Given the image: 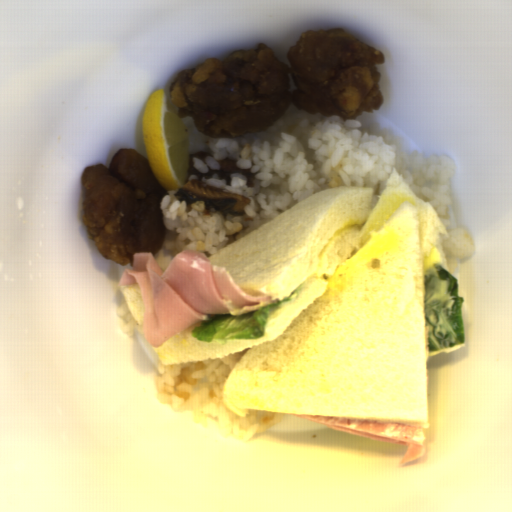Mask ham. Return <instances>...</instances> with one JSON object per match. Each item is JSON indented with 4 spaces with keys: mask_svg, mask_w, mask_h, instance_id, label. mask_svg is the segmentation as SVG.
<instances>
[{
    "mask_svg": "<svg viewBox=\"0 0 512 512\" xmlns=\"http://www.w3.org/2000/svg\"><path fill=\"white\" fill-rule=\"evenodd\" d=\"M294 416L327 428L405 445L400 465L414 463L425 455L427 430L423 425L297 413Z\"/></svg>",
    "mask_w": 512,
    "mask_h": 512,
    "instance_id": "obj_2",
    "label": "ham"
},
{
    "mask_svg": "<svg viewBox=\"0 0 512 512\" xmlns=\"http://www.w3.org/2000/svg\"><path fill=\"white\" fill-rule=\"evenodd\" d=\"M130 284H137L142 294V335L156 348L209 315H245L278 303L247 294L225 267L195 249L176 254L166 270L151 251L134 252L132 267L121 274L118 287Z\"/></svg>",
    "mask_w": 512,
    "mask_h": 512,
    "instance_id": "obj_1",
    "label": "ham"
}]
</instances>
